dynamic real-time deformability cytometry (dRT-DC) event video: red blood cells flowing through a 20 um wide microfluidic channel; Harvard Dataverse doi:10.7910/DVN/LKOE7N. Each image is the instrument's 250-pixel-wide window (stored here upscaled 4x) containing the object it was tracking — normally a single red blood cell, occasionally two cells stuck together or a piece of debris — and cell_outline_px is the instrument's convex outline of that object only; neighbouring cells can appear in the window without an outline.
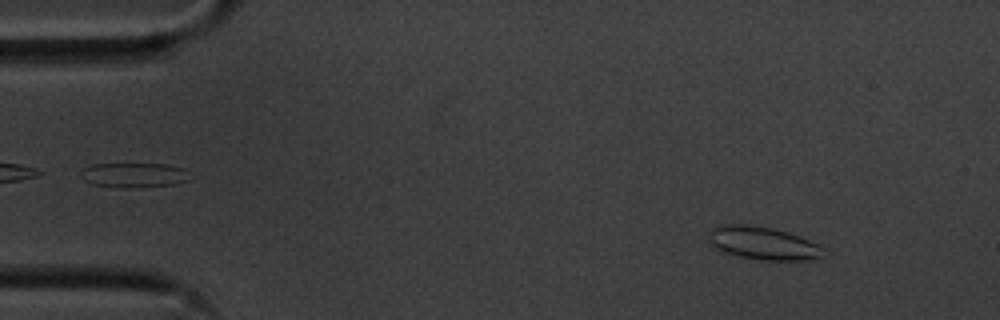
{"species": "common noctule bat (a hibernating species)", "species_latin": "Nyctalus noctula", "temperature_condition": "cold", "stored_images_in_passage": 55, "camera_frame_rate_fps": 3000, "um_per_image_px": 0.085, "animal": {"sex": "male", "body_mass_g": 20.1, "forearm_length_mm": 53.5}, "frame": {"image": 1, "passage_image": 6, "time_ms": 1.667, "image_size_px": [1000, 320], "cell_outline_px": [[828, 256], [804, 260], [760, 260], [716, 252], [712, 248], [708, 240], [708, 236], [712, 228], [724, 224], [744, 224], [772, 228], [788, 232], [808, 240], [824, 248], [828, 252]], "centroid_in_image_um": [64.82, 20.69], "position_along_channel_um": 20.2, "area_um2": 22.54}}
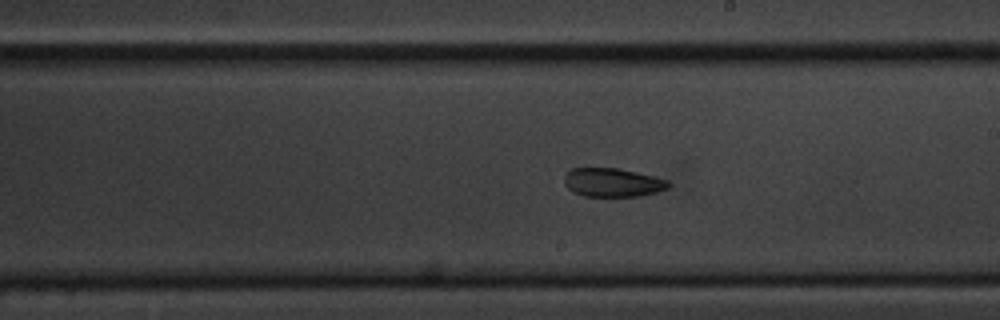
{"frame": {"image": 2, "passage_image": 31, "time_ms": 10.0, "image_size_px": [1000, 320], "cell_outline_px": [[672, 184], [668, 188], [656, 192], [640, 196], [584, 196], [572, 192], [564, 184], [564, 176], [572, 168], [620, 168], [656, 176], [668, 180]], "centroid_in_image_um": [52.1, 15.5], "position_along_channel_um": 236.9, "area_um2": 17.63}}
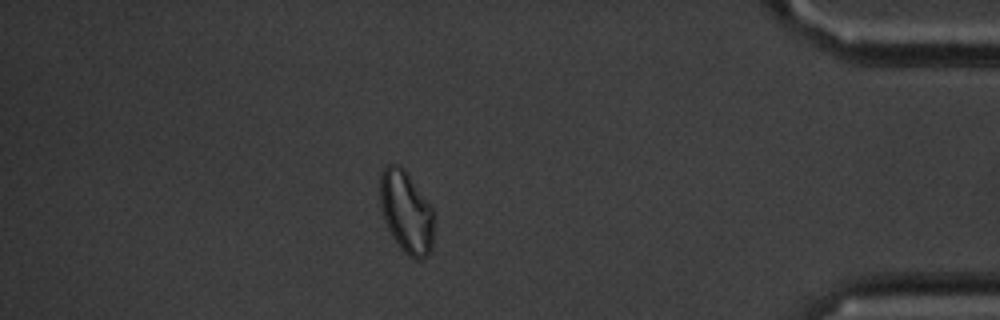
{"frame": {"image": 3, "passage_image": 48, "time_ms": 15.667, "image_size_px": [1000, 320], "cell_outline_px": [[432, 248], [420, 260], [412, 260], [400, 248], [392, 236], [384, 220], [380, 208], [380, 176], [384, 168], [388, 164], [400, 164], [404, 168], [432, 208]], "centroid_in_image_um": [34.5, 18.02], "position_along_channel_um": 400.7, "area_um2": 25.61}, "authors_computed_cell_mechanics": {"area_um2": 20.519, "velocity_mm_per_s": 3.5842, "shape_relaxation_time_tau1_ms": 4.9749, "shape_relaxation_time_tau2_ms": 4.8297, "deformation_change_tau1": 0.1068, "deformation_change_tau2": 0.0948}}